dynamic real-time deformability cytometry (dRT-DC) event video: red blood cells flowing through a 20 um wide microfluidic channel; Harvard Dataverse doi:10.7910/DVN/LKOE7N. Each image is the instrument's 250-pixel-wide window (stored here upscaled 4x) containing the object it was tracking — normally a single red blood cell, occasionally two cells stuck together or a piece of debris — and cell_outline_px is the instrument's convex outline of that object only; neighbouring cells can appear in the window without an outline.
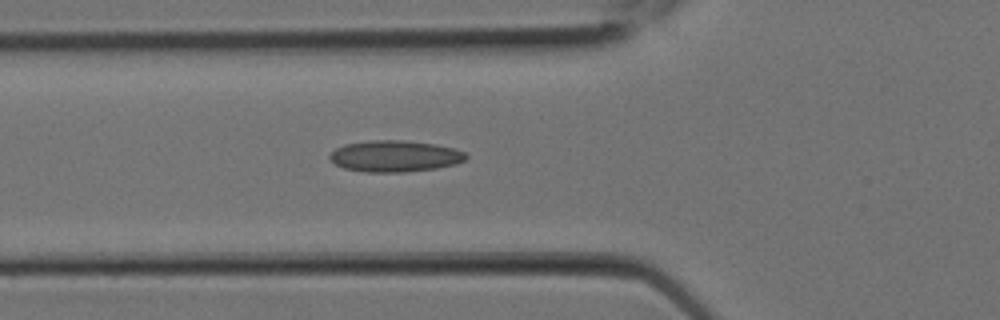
{"species": "Egyptian fruit bat (a non-hibernating species)", "species_latin": "Rousettus aegyptiacus", "temperature_condition": "room temperature", "stored_images_in_passage": 8, "camera_frame_rate_fps": 3000, "um_per_image_px": 0.085, "animal": {"sex": "female"}, "frame": {"image": 1, "passage_image": 8, "time_ms": 2.333, "image_size_px": [1000, 320], "cell_outline_px": [[468, 156], [464, 160], [456, 164], [436, 168], [404, 172], [368, 172], [344, 168], [336, 164], [328, 156], [336, 148], [344, 144], [368, 140], [404, 140], [436, 144], [456, 148], [464, 152]], "centroid_in_image_um": [33.58, 13.26], "position_along_channel_um": 92.2, "area_um2": 24.97}}